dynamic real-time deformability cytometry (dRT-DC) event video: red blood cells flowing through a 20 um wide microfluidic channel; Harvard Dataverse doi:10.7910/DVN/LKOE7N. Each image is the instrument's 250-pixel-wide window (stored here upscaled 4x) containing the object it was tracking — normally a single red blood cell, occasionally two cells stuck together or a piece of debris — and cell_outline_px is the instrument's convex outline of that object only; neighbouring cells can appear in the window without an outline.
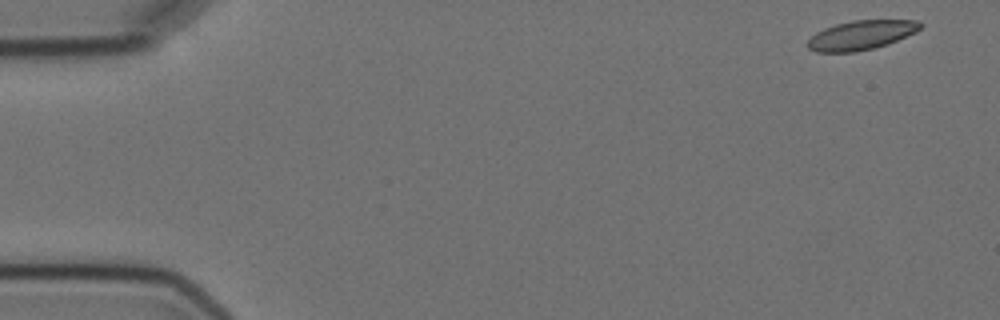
{"species": "Egyptian fruit bat (a non-hibernating species)", "species_latin": "Rousettus aegyptiacus", "temperature_condition": "cold", "stored_images_in_passage": 2, "camera_frame_rate_fps": 3000, "um_per_image_px": 0.085, "animal": {"sex": "female"}, "frame": {"image": 1, "passage_image": 1, "time_ms": 0.0, "image_size_px": [1000, 320], "cell_outline_px": [[924, 24], [916, 32], [888, 44], [856, 52], [816, 52], [808, 48], [808, 40], [816, 32], [824, 28], [836, 24], [852, 20], [920, 20]], "centroid_in_image_um": [73.22, 2.98], "position_along_channel_um": 11.8, "area_um2": 19.25}}